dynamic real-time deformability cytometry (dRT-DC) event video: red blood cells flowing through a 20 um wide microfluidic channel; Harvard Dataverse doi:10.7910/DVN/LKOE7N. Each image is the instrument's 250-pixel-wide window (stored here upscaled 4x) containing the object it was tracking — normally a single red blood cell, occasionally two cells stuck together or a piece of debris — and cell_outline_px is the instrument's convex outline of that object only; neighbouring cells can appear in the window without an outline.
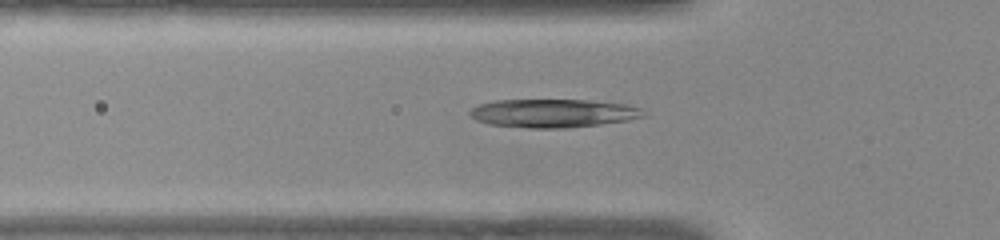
{"species": "common noctule bat (a hibernating species)", "species_latin": "Nyctalus noctula", "temperature_condition": "warm", "stored_images_in_passage": 46, "camera_frame_rate_fps": 3000, "um_per_image_px": 0.085, "animal": {"sex": "female", "body_mass_g": 22.0, "forearm_length_mm": 56.7}, "frame": {"image": 1, "passage_image": 16, "time_ms": 5.0, "image_size_px": [1000, 240], "cell_outline_px": [[644, 116], [628, 120], [600, 124], [564, 128], [528, 128], [492, 124], [476, 120], [468, 112], [472, 108], [480, 104], [496, 100], [588, 100], [624, 104], [640, 108]], "centroid_in_image_um": [46.99, 9.62], "position_along_channel_um": 78.8, "area_um2": 28.38}}
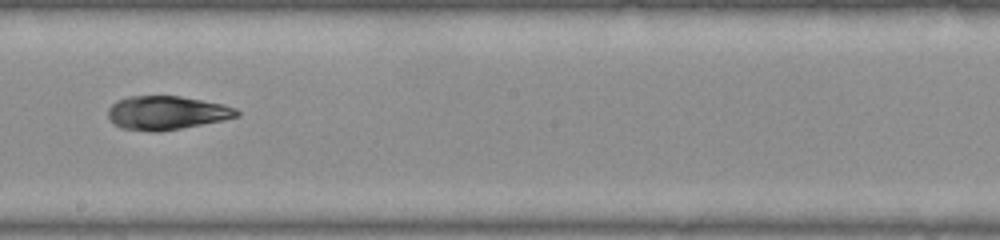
{"frame": {"image": 2, "passage_image": 28, "time_ms": 9.0, "image_size_px": [1000, 240], "cell_outline_px": [[240, 116], [224, 120], [160, 132], [152, 132], [120, 128], [112, 124], [108, 116], [108, 108], [116, 100], [128, 96], [180, 96], [224, 104], [236, 108], [240, 112]], "centroid_in_image_um": [14.15, 9.59], "position_along_channel_um": 234.1, "area_um2": 25.61}}
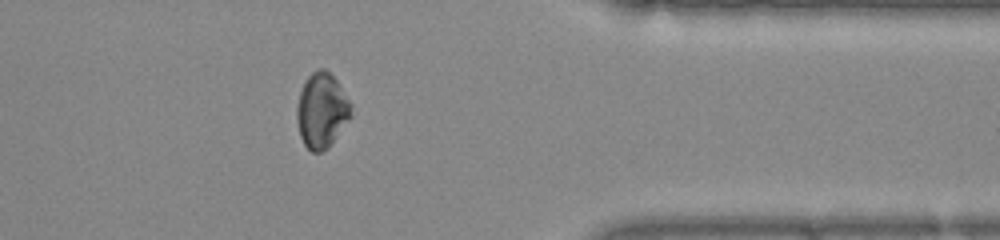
{"frame": {"image": 3, "passage_image": 41, "time_ms": 13.333, "image_size_px": [1000, 240], "cell_outline_px": [[352, 116], [328, 148], [320, 152], [312, 152], [304, 144], [300, 136], [296, 120], [296, 108], [300, 92], [308, 76], [316, 68], [324, 68], [336, 80], [352, 104]], "centroid_in_image_um": [27.35, 9.4], "position_along_channel_um": 384.1, "area_um2": 23.76}}